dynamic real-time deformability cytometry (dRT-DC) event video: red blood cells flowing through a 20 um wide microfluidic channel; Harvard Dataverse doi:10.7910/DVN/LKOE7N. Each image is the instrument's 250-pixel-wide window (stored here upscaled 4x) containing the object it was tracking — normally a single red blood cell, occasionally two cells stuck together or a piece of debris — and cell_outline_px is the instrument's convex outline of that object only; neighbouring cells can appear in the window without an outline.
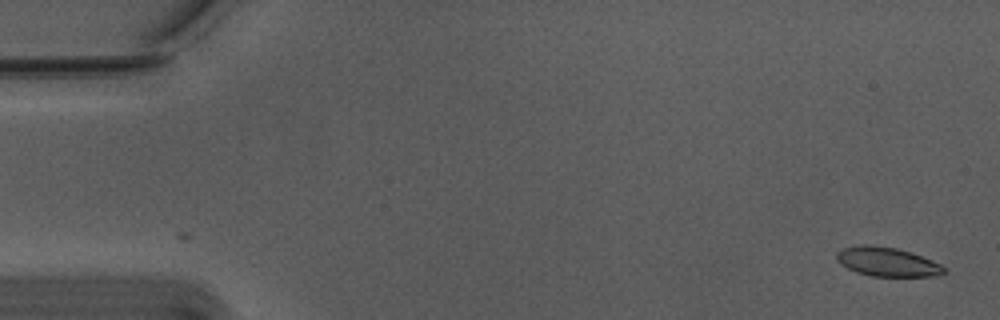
{"species": "Egyptian fruit bat (a non-hibernating species)", "species_latin": "Rousettus aegyptiacus", "temperature_condition": "warm", "stored_images_in_passage": 53, "camera_frame_rate_fps": 3000, "um_per_image_px": 0.085, "animal": {"sex": "male"}, "frame": {"image": 1, "passage_image": 1, "time_ms": 0.0, "image_size_px": [1000, 320], "cell_outline_px": [[948, 272], [936, 276], [868, 276], [856, 272], [840, 264], [836, 260], [836, 252], [844, 248], [860, 244], [868, 244], [896, 248], [932, 260], [948, 268]], "centroid_in_image_um": [75.41, 22.26], "position_along_channel_um": 9.6, "area_um2": 18.32}}
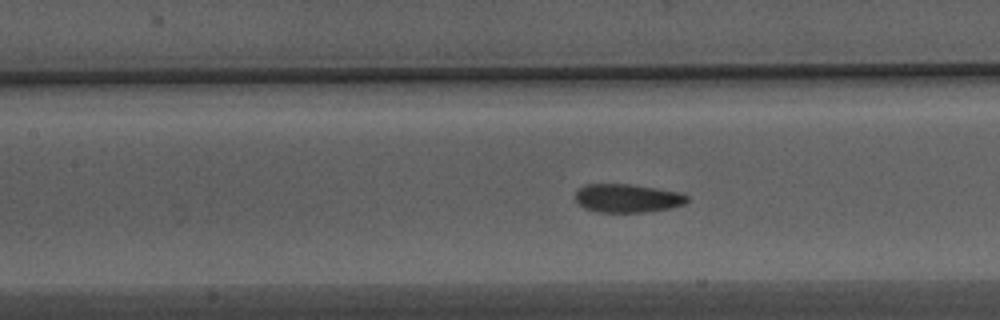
{"frame": {"image": 2, "passage_image": 24, "time_ms": 7.667, "image_size_px": [1000, 320], "cell_outline_px": [[688, 200], [684, 204], [672, 208], [644, 212], [596, 212], [584, 208], [576, 200], [576, 192], [584, 184], [628, 184], [656, 188], [680, 192], [688, 196]], "centroid_in_image_um": [53.34, 16.85], "position_along_channel_um": 154.1, "area_um2": 18.55}}
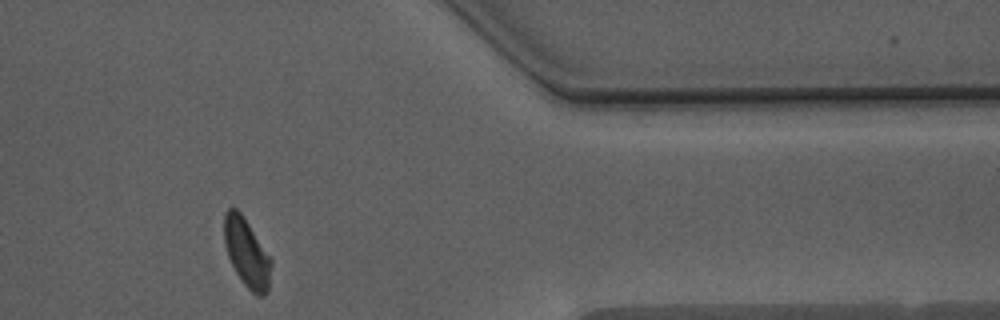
{"frame": {"image": 3, "passage_image": 45, "time_ms": 14.667, "image_size_px": [1000, 320], "cell_outline_px": [[272, 264], [268, 292], [264, 296], [256, 296], [240, 280], [228, 256], [224, 244], [224, 212], [228, 208], [236, 208], [240, 212], [272, 260]], "centroid_in_image_um": [20.97, 21.52], "position_along_channel_um": 390.4, "area_um2": 18.67}, "authors_computed_cell_mechanics": {"area_um2": 18.6694, "velocity_mm_per_s": 3.7251, "shape_relaxation_time_tau1_ms": 3.0338, "shape_relaxation_time_tau2_ms": 1.766, "deformation_change_tau1": 0.1199, "deformation_change_tau2": 0.0783}}